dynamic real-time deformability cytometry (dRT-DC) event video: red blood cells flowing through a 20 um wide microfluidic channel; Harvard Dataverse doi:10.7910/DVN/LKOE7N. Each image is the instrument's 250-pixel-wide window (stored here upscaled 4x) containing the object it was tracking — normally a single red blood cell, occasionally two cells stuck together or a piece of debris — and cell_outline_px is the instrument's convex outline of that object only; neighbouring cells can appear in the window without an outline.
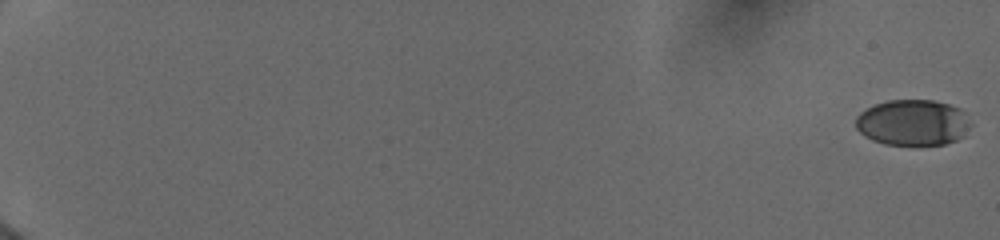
{"species": "human", "species_latin": "Homo sapiens", "temperature_condition": "cold", "stored_images_in_passage": 57, "segment_of_instrument_passage": [1, 2], "camera_frame_rate_fps": 3000, "um_per_image_px": 0.085, "donor": {"sex": "female"}, "frame": {"image": 1, "passage_image": 1, "time_ms": 0.0, "image_size_px": [1000, 240], "cell_outline_px": [[972, 124], [964, 136], [956, 140], [944, 144], [884, 144], [872, 140], [864, 136], [856, 128], [856, 116], [860, 112], [876, 104], [888, 100], [932, 100], [948, 104], [960, 108]], "centroid_in_image_um": [77.59, 10.41], "position_along_channel_um": 7.4, "area_um2": 30.69}}
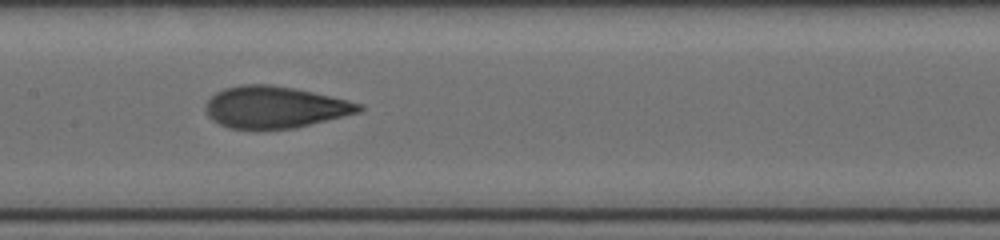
{"frame": {"image": 2, "passage_image": 31, "time_ms": 10.333, "image_size_px": [1000, 240], "cell_outline_px": [[364, 108], [360, 112], [296, 128], [228, 128], [212, 120], [208, 116], [204, 108], [204, 104], [216, 92], [224, 88], [240, 84], [272, 84], [332, 96], [364, 104]], "centroid_in_image_um": [23.36, 9.1], "position_along_channel_um": 184.0, "area_um2": 37.34}}
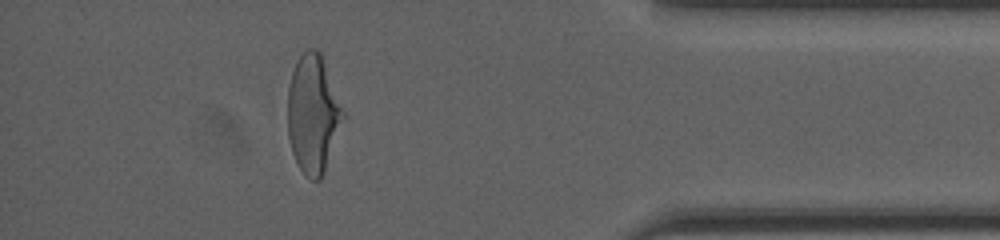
{"frame": {"image": 3, "passage_image": 51, "time_ms": 16.667, "image_size_px": [1000, 240], "cell_outline_px": [[344, 116], [324, 172], [320, 180], [312, 180], [300, 168], [292, 152], [288, 136], [288, 88], [292, 72], [300, 56], [308, 48], [316, 48], [320, 52], [344, 112]], "centroid_in_image_um": [26.59, 9.68], "position_along_channel_um": 408.6, "area_um2": 37.34}}